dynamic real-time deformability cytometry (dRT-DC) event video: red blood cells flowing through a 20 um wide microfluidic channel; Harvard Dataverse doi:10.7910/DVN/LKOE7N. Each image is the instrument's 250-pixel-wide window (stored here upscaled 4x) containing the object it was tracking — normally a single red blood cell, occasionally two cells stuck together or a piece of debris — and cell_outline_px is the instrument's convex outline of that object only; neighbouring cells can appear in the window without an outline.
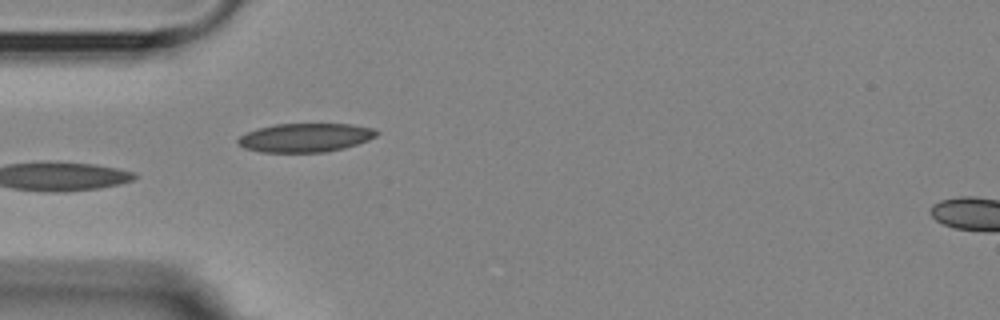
{"species": "Egyptian fruit bat (a non-hibernating species)", "species_latin": "Rousettus aegyptiacus", "temperature_condition": "room temperature", "stored_images_in_passage": 3, "segment_of_instrument_passage": [1, 2], "camera_frame_rate_fps": 3000, "um_per_image_px": 0.085, "animal": {"sex": "female"}, "frame": {"image": 1, "passage_image": 2, "time_ms": 1.333, "image_size_px": [1000, 320], "cell_outline_px": [[380, 132], [376, 136], [368, 140], [344, 148], [324, 152], [260, 152], [244, 148], [236, 144], [236, 140], [240, 136], [256, 128], [276, 124], [352, 124], [372, 128]], "centroid_in_image_um": [25.92, 11.7], "position_along_channel_um": 59.1, "area_um2": 23.29}}